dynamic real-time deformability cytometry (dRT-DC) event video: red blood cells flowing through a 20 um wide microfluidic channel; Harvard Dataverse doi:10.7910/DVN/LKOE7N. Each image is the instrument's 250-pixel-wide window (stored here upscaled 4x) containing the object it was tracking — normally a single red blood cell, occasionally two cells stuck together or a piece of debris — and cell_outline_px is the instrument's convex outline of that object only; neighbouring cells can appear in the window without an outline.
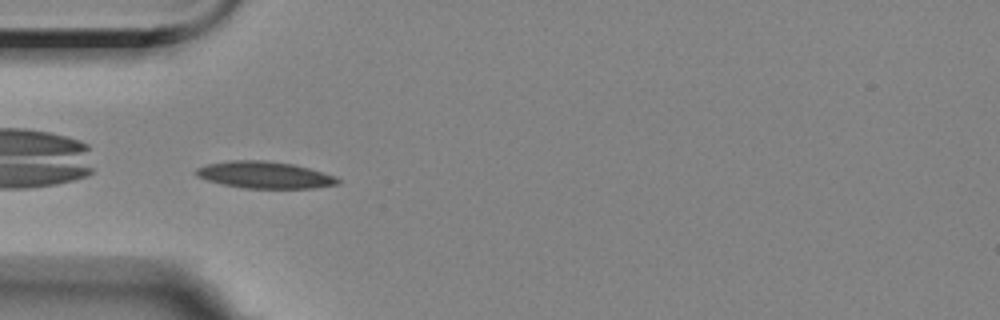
{"species": "Egyptian fruit bat (a non-hibernating species)", "species_latin": "Rousettus aegyptiacus", "temperature_condition": "room temperature", "stored_images_in_passage": 7, "camera_frame_rate_fps": 3000, "um_per_image_px": 0.085, "animal": {"sex": "female"}, "frame": {"image": 1, "passage_image": 6, "time_ms": 6.0, "image_size_px": [1000, 320], "cell_outline_px": [[340, 184], [312, 188], [244, 188], [224, 184], [208, 180], [196, 176], [192, 172], [196, 168], [208, 164], [228, 160], [264, 160], [292, 164], [308, 168], [336, 176], [340, 180]], "centroid_in_image_um": [22.48, 14.86], "position_along_channel_um": 62.5, "area_um2": 22.14}}